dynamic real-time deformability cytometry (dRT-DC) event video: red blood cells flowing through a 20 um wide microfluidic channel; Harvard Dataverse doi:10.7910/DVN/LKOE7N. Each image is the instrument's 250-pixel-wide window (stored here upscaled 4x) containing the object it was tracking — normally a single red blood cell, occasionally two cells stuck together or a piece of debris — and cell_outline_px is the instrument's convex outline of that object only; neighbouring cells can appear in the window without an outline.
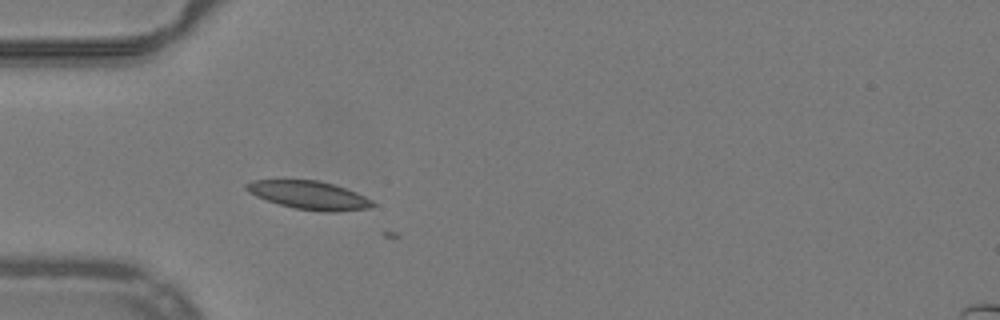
{"species": "common noctule bat (a hibernating species)", "species_latin": "Nyctalus noctula", "temperature_condition": "warm", "stored_images_in_passage": 5, "camera_frame_rate_fps": 3000, "um_per_image_px": 0.085, "animal": {"sex": "male", "body_mass_g": 19.2, "forearm_length_mm": 51.8}, "frame": {"image": 1, "passage_image": 1, "time_ms": 0.0, "image_size_px": [1000, 320], "cell_outline_px": [[376, 204], [368, 208], [336, 212], [324, 212], [296, 208], [280, 204], [256, 196], [248, 192], [244, 188], [244, 184], [252, 180], [316, 180], [332, 184], [356, 192], [372, 200]], "centroid_in_image_um": [26.26, 16.59], "position_along_channel_um": 58.7, "area_um2": 20.63}}
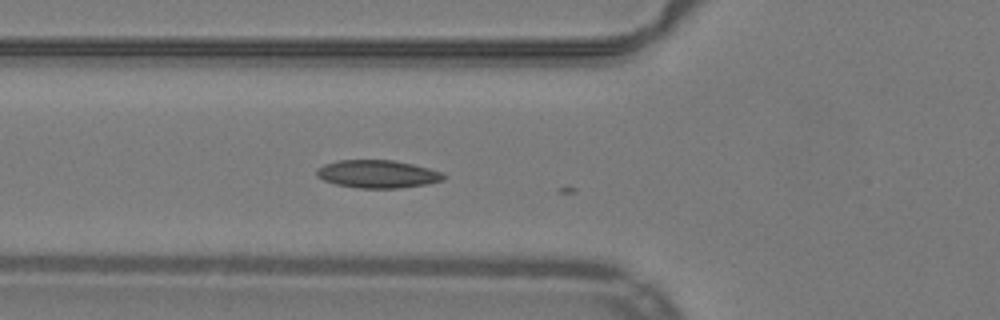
{"frame": {"image": 2, "passage_image": 4, "time_ms": 1.0, "image_size_px": [1000, 320], "cell_outline_px": [[448, 176], [444, 180], [428, 184], [400, 188], [360, 188], [336, 184], [324, 180], [316, 176], [316, 168], [324, 164], [336, 160], [392, 160], [412, 164], [428, 168], [440, 172]], "centroid_in_image_um": [32.09, 14.79], "position_along_channel_um": 93.7, "area_um2": 20.69}}